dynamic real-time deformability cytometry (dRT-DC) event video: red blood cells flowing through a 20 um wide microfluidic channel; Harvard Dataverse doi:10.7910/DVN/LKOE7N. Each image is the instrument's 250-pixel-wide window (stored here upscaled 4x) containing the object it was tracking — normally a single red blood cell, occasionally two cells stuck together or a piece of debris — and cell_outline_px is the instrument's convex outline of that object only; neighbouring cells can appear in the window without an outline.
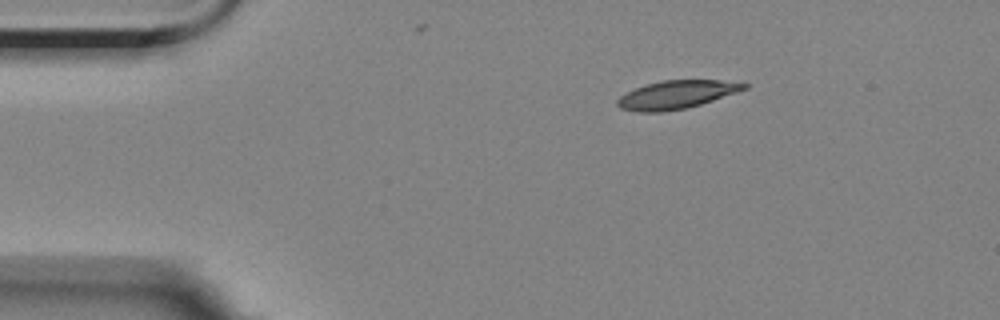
{"species": "Egyptian fruit bat (a non-hibernating species)", "species_latin": "Rousettus aegyptiacus", "temperature_condition": "room temperature", "stored_images_in_passage": 48, "camera_frame_rate_fps": 3000, "um_per_image_px": 0.085, "animal": {"sex": "female"}, "frame": {"image": 1, "passage_image": 1, "time_ms": 0.0, "image_size_px": [1000, 320], "cell_outline_px": [[748, 88], [700, 104], [684, 108], [660, 112], [640, 112], [620, 108], [616, 104], [616, 100], [624, 92], [644, 84], [660, 80], [720, 80], [748, 84]], "centroid_in_image_um": [57.42, 8.03], "position_along_channel_um": 27.6, "area_um2": 20.75}}
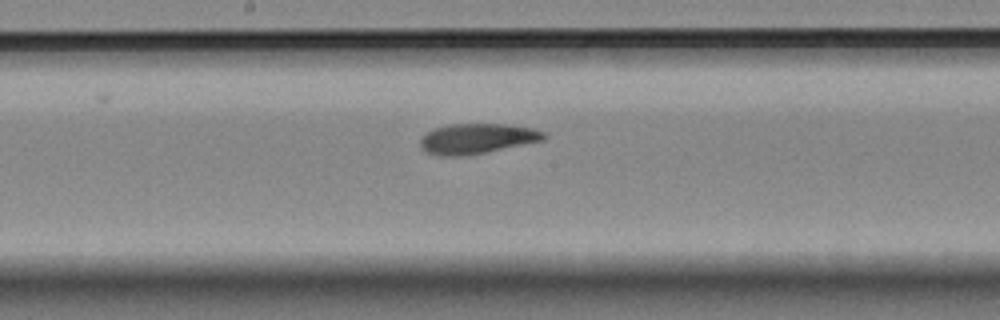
{"frame": {"image": 2, "passage_image": 21, "time_ms": 6.667, "image_size_px": [1000, 320], "cell_outline_px": [[548, 136], [544, 140], [488, 152], [464, 156], [440, 156], [424, 152], [420, 148], [420, 140], [432, 128], [448, 124], [508, 124], [532, 128], [544, 132]], "centroid_in_image_um": [40.53, 11.79], "position_along_channel_um": 207.7, "area_um2": 22.02}}
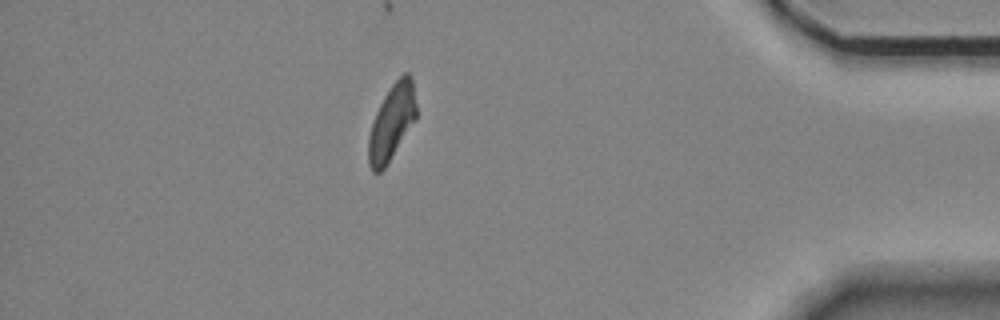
{"frame": {"image": 3, "passage_image": 41, "time_ms": 13.333, "image_size_px": [1000, 320], "cell_outline_px": [[416, 120], [384, 168], [380, 172], [372, 172], [368, 164], [368, 136], [376, 112], [384, 96], [392, 84], [404, 72], [408, 72], [412, 80], [416, 104]], "centroid_in_image_um": [33.29, 10.4], "position_along_channel_um": 401.9, "area_um2": 20.92}, "authors_computed_cell_mechanics": {"area_um2": 21.675, "velocity_mm_per_s": 3.5282, "shape_relaxation_time_tau1_ms": 10.7578, "shape_relaxation_time_tau2_ms": 3.375, "deformation_change_tau1": 0.2226, "deformation_change_tau2": 0.0982}}